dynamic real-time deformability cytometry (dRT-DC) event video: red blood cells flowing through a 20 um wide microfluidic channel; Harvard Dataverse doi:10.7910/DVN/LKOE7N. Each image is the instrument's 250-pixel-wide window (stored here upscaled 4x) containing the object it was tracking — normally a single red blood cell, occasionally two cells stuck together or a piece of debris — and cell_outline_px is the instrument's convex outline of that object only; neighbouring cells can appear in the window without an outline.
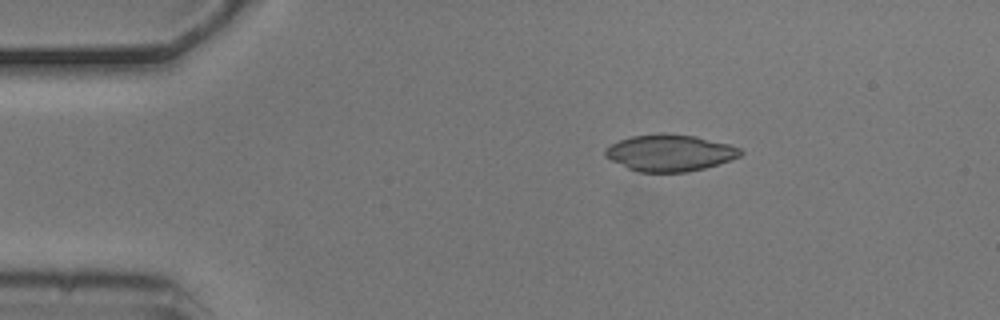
{"species": "common noctule bat (a hibernating species)", "species_latin": "Nyctalus noctula", "temperature_condition": "cold", "stored_images_in_passage": 4, "camera_frame_rate_fps": 3000, "um_per_image_px": 0.085, "animal": {"sex": "male", "body_mass_g": 20.5, "forearm_length_mm": 52.5}, "frame": {"image": 1, "passage_image": 3, "time_ms": 0.667, "image_size_px": [1000, 320], "cell_outline_px": [[744, 152], [740, 156], [732, 160], [704, 168], [688, 172], [640, 172], [628, 168], [604, 156], [604, 148], [620, 140], [632, 136], [664, 132], [696, 136], [728, 144], [740, 148]], "centroid_in_image_um": [56.95, 12.98], "position_along_channel_um": 28.1, "area_um2": 28.96}}